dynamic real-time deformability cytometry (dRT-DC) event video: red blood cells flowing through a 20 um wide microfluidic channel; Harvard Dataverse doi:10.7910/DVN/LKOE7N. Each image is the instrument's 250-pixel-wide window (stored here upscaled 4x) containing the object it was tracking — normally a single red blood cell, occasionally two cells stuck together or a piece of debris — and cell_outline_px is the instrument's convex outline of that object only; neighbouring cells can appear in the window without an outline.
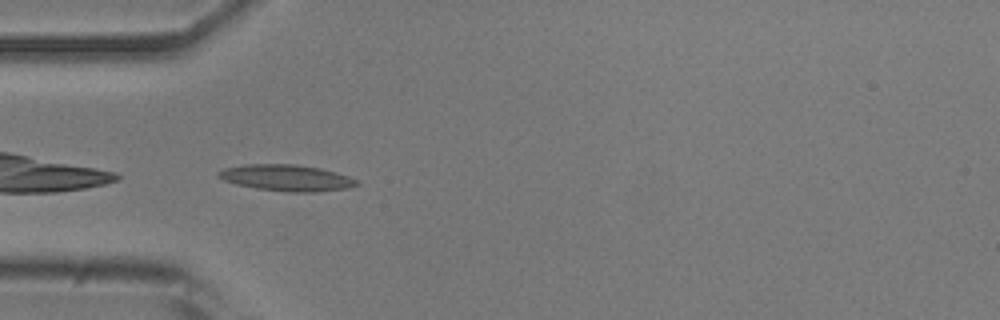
{"species": "common noctule bat (a hibernating species)", "species_latin": "Nyctalus noctula", "temperature_condition": "room temperature", "stored_images_in_passage": 37, "camera_frame_rate_fps": 3000, "um_per_image_px": 0.085, "animal": {"sex": "male", "body_mass_g": 20.5, "forearm_length_mm": 52.5}, "frame": {"image": 1, "passage_image": 1, "time_ms": 0.0, "image_size_px": [1000, 320], "cell_outline_px": [[360, 184], [348, 188], [316, 192], [284, 192], [256, 188], [236, 184], [224, 180], [216, 176], [216, 172], [224, 168], [244, 164], [296, 164], [320, 168], [348, 176], [356, 180]], "centroid_in_image_um": [24.32, 15.11], "position_along_channel_um": 60.7, "area_um2": 21.27}}
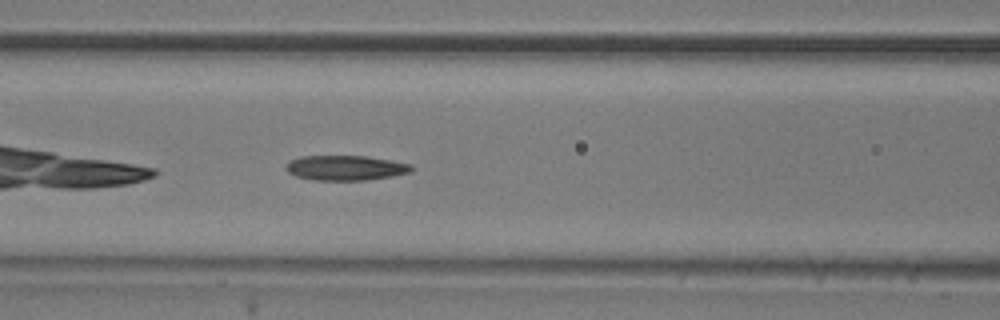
{"frame": {"image": 2, "passage_image": 7, "time_ms": 2.0, "image_size_px": [1000, 320], "cell_outline_px": [[412, 172], [392, 176], [368, 180], [312, 180], [296, 176], [288, 172], [284, 168], [292, 160], [300, 156], [364, 156], [412, 164]], "centroid_in_image_um": [29.37, 14.27], "position_along_channel_um": 137.2, "area_um2": 18.15}}
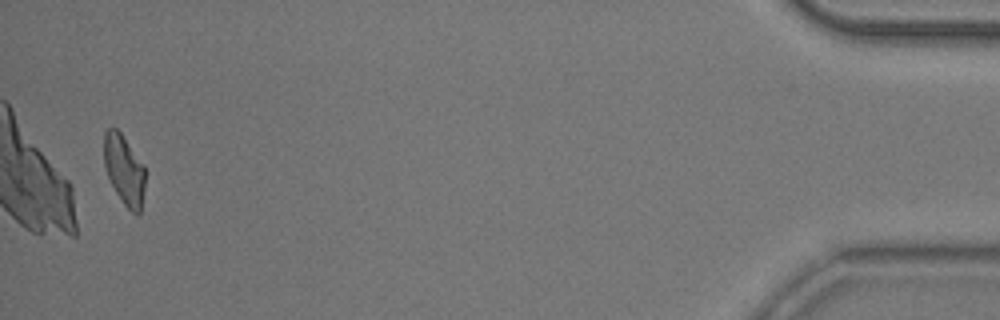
{"frame": {"image": 3, "passage_image": 36, "time_ms": 11.667, "image_size_px": [1000, 320], "cell_outline_px": [[144, 192], [140, 212], [132, 212], [124, 204], [116, 192], [108, 176], [104, 164], [104, 132], [108, 128], [116, 128], [120, 132], [144, 164]], "centroid_in_image_um": [10.55, 14.4], "position_along_channel_um": 424.6, "area_um2": 16.53}, "authors_computed_cell_mechanics": {"area_um2": 17.8602, "velocity_mm_per_s": 3.876, "shape_relaxation_time_tau1_ms": 8.7491, "shape_relaxation_time_tau2_ms": 9.8199, "deformation_change_tau1": 0.2278, "deformation_change_tau2": 0.2187}}